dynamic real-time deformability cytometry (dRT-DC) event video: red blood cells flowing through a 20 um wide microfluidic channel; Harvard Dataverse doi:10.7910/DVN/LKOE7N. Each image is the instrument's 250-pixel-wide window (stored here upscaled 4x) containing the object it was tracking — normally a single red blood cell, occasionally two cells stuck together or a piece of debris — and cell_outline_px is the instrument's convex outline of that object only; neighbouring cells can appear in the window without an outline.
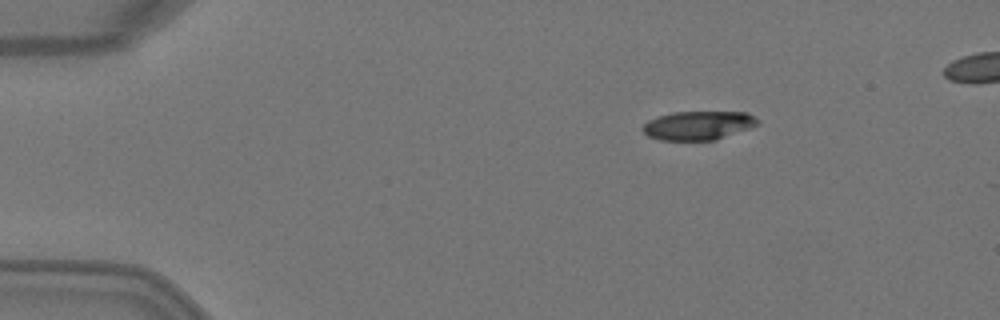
{"species": "Egyptian fruit bat (a non-hibernating species)", "species_latin": "Rousettus aegyptiacus", "temperature_condition": "warm", "stored_images_in_passage": 3, "camera_frame_rate_fps": 3000, "um_per_image_px": 0.085, "animal": {"sex": "female"}, "frame": {"image": 1, "passage_image": 1, "time_ms": 0.0, "image_size_px": [1000, 320], "cell_outline_px": [[760, 124], [752, 128], [716, 140], [660, 140], [648, 136], [640, 128], [648, 120], [656, 116], [672, 112], [748, 112], [760, 120]], "centroid_in_image_um": [59.38, 10.66], "position_along_channel_um": 25.6, "area_um2": 19.65}}